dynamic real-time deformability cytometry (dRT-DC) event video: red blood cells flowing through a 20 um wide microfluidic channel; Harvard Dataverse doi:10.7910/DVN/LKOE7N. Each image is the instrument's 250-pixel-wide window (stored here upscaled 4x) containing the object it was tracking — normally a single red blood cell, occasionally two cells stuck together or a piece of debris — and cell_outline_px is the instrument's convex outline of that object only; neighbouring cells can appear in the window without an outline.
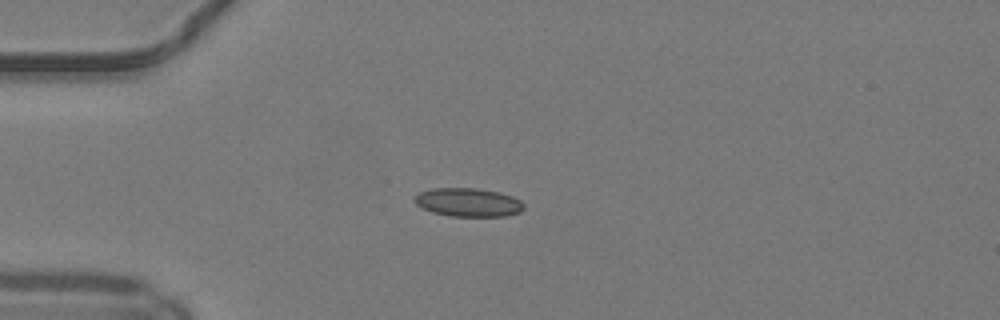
{"species": "common noctule bat (a hibernating species)", "species_latin": "Nyctalus noctula", "temperature_condition": "warm", "stored_images_in_passage": 37, "camera_frame_rate_fps": 3000, "um_per_image_px": 0.085, "animal": {"sex": "male", "body_mass_g": 19.2, "forearm_length_mm": 51.8}, "frame": {"image": 1, "passage_image": 1, "time_ms": 0.0, "image_size_px": [1000, 320], "cell_outline_px": [[524, 208], [520, 212], [504, 216], [448, 216], [432, 212], [420, 208], [412, 200], [420, 192], [432, 188], [476, 188], [496, 192], [512, 196], [520, 200], [524, 204]], "centroid_in_image_um": [39.76, 17.2], "position_along_channel_um": 45.2, "area_um2": 18.21}}
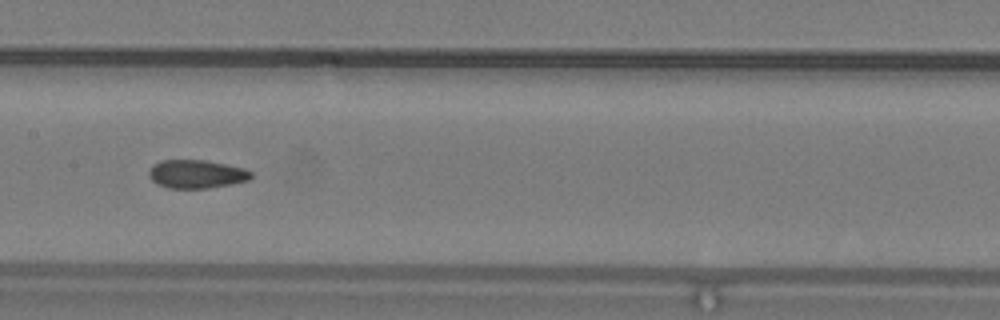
{"frame": {"image": 2, "passage_image": 13, "time_ms": 4.0, "image_size_px": [1000, 320], "cell_outline_px": [[252, 176], [248, 180], [232, 184], [208, 188], [168, 188], [156, 184], [148, 176], [148, 172], [152, 164], [160, 160], [204, 160], [244, 168], [252, 172]], "centroid_in_image_um": [16.66, 14.79], "position_along_channel_um": 190.7, "area_um2": 16.99}}
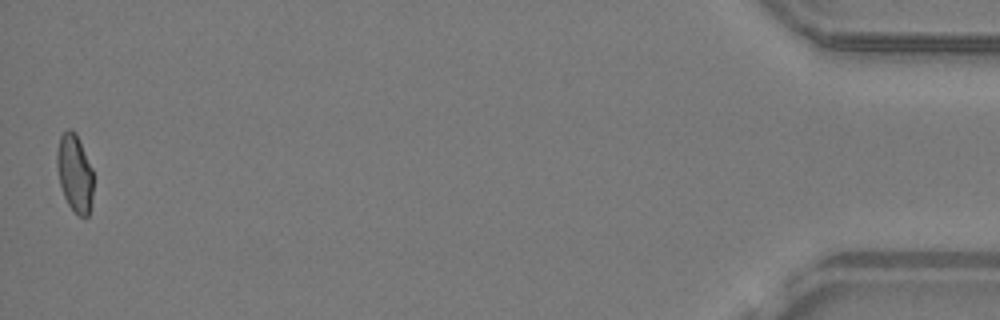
{"frame": {"image": 3, "passage_image": 37, "time_ms": 12.0, "image_size_px": [1000, 320], "cell_outline_px": [[92, 200], [88, 216], [80, 216], [68, 204], [64, 196], [60, 184], [56, 164], [56, 152], [60, 136], [68, 128], [72, 128], [76, 132], [92, 168]], "centroid_in_image_um": [6.34, 14.67], "position_along_channel_um": 428.9, "area_um2": 16.42}, "authors_computed_cell_mechanics": {"area_um2": 17.2822, "velocity_mm_per_s": 4.1593, "shape_relaxation_time_tau1_ms": null, "shape_relaxation_time_tau2_ms": 1.7858, "deformation_change_tau1": null, "deformation_change_tau2": 0.0754}}